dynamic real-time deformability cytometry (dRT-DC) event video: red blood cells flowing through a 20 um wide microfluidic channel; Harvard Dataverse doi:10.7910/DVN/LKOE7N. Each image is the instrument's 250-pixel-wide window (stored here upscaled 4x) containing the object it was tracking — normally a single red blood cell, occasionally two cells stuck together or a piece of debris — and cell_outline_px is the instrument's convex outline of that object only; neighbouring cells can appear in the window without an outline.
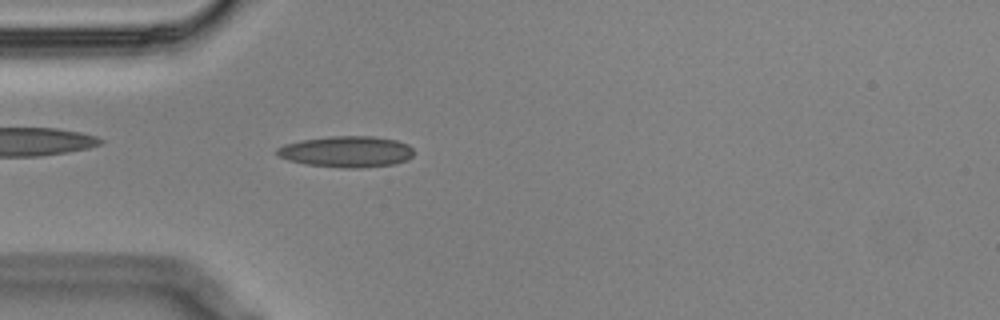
{"species": "Egyptian fruit bat (a non-hibernating species)", "species_latin": "Rousettus aegyptiacus", "temperature_condition": "cold", "stored_images_in_passage": 56, "camera_frame_rate_fps": 3000, "um_per_image_px": 0.085, "animal": {"sex": "male"}, "frame": {"image": 1, "passage_image": 15, "time_ms": 4.667, "image_size_px": [1000, 320], "cell_outline_px": [[412, 156], [408, 160], [396, 164], [360, 168], [340, 168], [308, 164], [288, 160], [280, 156], [276, 152], [276, 148], [284, 144], [300, 140], [332, 136], [372, 136], [396, 140], [408, 144], [412, 148]], "centroid_in_image_um": [29.47, 12.89], "position_along_channel_um": 55.5, "area_um2": 24.91}}
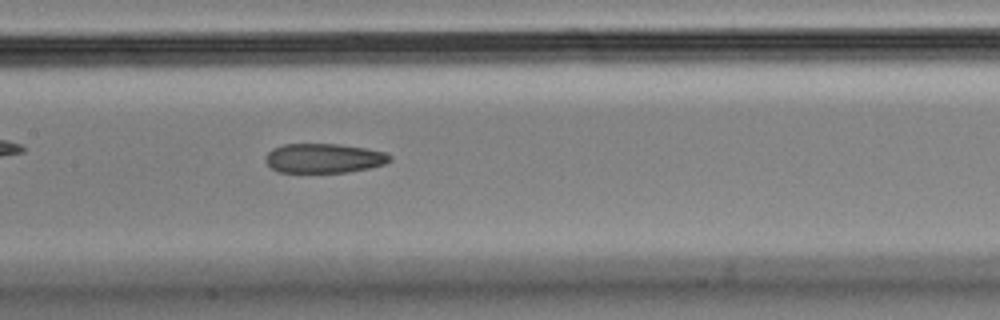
{"frame": {"image": 2, "passage_image": 26, "time_ms": 8.333, "image_size_px": [1000, 320], "cell_outline_px": [[392, 160], [384, 164], [368, 168], [348, 172], [280, 172], [272, 168], [264, 160], [264, 156], [272, 148], [284, 144], [336, 144], [368, 148], [384, 152], [392, 156]], "centroid_in_image_um": [27.52, 13.44], "position_along_channel_um": 179.9, "area_um2": 21.39}}
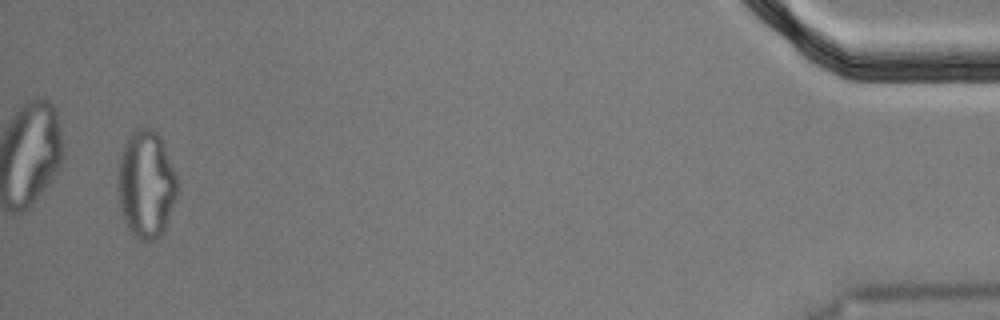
{"frame": {"image": 3, "passage_image": 54, "time_ms": 17.667, "image_size_px": [1000, 320], "cell_outline_px": [[180, 184], [164, 232], [160, 236], [152, 240], [140, 240], [128, 228], [124, 220], [120, 204], [120, 156], [124, 144], [132, 132], [140, 128], [152, 128], [160, 136]], "centroid_in_image_um": [12.47, 15.67], "position_along_channel_um": 422.7, "area_um2": 36.59}, "authors_computed_cell_mechanics": {"area_um2": 22.9466, "velocity_mm_per_s": 3.4905, "shape_relaxation_time_tau1_ms": null, "shape_relaxation_time_tau2_ms": 6.2603, "deformation_change_tau1": null, "deformation_change_tau2": 0.1587}}